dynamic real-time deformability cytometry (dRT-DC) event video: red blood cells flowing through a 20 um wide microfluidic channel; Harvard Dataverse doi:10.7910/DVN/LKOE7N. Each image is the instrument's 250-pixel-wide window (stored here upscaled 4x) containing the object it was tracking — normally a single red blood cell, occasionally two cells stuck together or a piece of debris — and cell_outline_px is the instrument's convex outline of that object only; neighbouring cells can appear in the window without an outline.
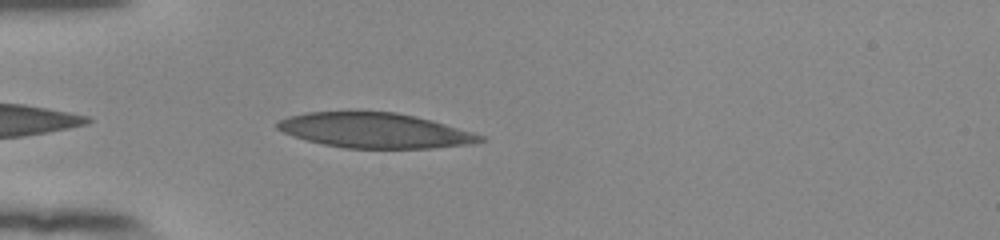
{"species": "human", "species_latin": "Homo sapiens", "temperature_condition": "room temperature", "stored_images_in_passage": 19, "camera_frame_rate_fps": 3000, "um_per_image_px": 0.085, "donor": {"sex": "female"}, "frame": {"image": 1, "passage_image": 2, "time_ms": 0.333, "image_size_px": [1000, 240], "cell_outline_px": [[488, 140], [472, 144], [432, 148], [344, 148], [324, 144], [292, 136], [276, 128], [276, 124], [280, 120], [288, 116], [308, 112], [396, 112], [416, 116], [432, 120], [472, 132], [484, 136]], "centroid_in_image_um": [31.9, 11.09], "position_along_channel_um": 53.1, "area_um2": 41.27}}
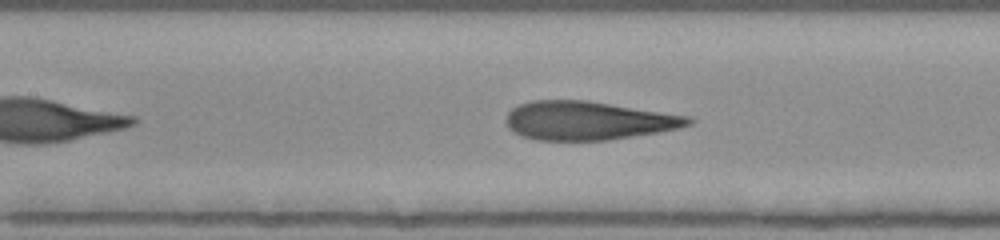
{"frame": {"image": 2, "passage_image": 11, "time_ms": 3.333, "image_size_px": [1000, 240], "cell_outline_px": [[696, 120], [692, 124], [680, 128], [608, 140], [536, 140], [524, 136], [508, 128], [504, 120], [508, 112], [512, 108], [520, 104], [532, 100], [588, 100], [692, 116]], "centroid_in_image_um": [50.02, 10.24], "position_along_channel_um": 157.4, "area_um2": 41.27}}
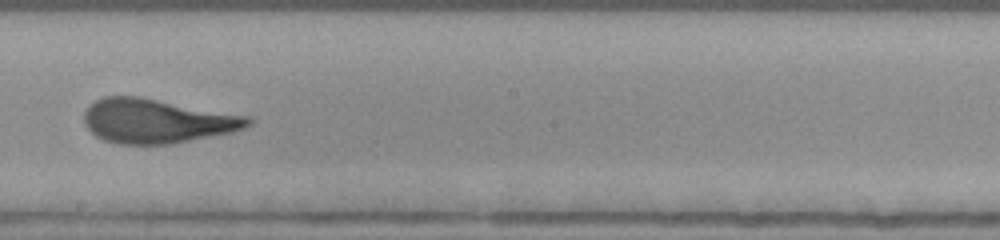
{"frame": {"image": 3, "passage_image": 17, "time_ms": 5.333, "image_size_px": [1000, 240], "cell_outline_px": [[256, 120], [252, 124], [244, 128], [232, 132], [168, 144], [116, 144], [104, 140], [96, 136], [84, 124], [84, 112], [96, 100], [104, 96], [140, 96], [248, 116]], "centroid_in_image_um": [13.34, 10.28], "position_along_channel_um": 234.9, "area_um2": 42.19}}